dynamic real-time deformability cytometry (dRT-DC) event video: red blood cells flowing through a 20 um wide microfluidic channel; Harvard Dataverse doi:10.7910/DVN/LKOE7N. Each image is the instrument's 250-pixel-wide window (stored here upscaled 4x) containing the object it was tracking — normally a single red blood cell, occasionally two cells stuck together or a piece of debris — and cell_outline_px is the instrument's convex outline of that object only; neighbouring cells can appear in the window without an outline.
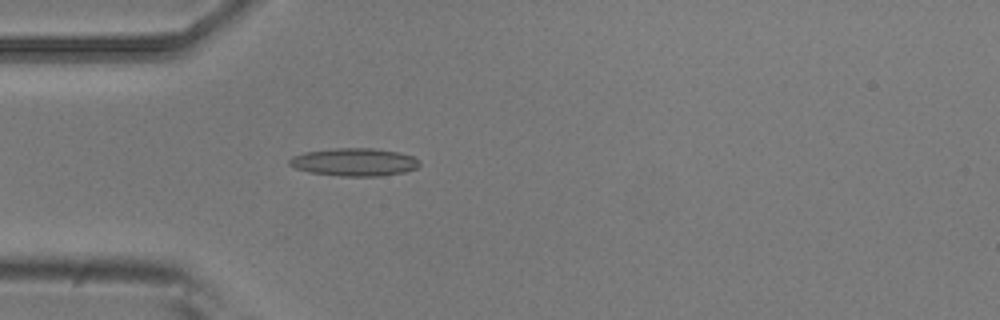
{"species": "common noctule bat (a hibernating species)", "species_latin": "Nyctalus noctula", "temperature_condition": "room temperature", "stored_images_in_passage": 1, "camera_frame_rate_fps": 3000, "um_per_image_px": 0.085, "animal": {"sex": "male", "body_mass_g": 20.5, "forearm_length_mm": 52.5}, "frame": {"image": 1, "passage_image": 1, "time_ms": 0.0, "image_size_px": [1000, 320], "cell_outline_px": [[420, 164], [416, 168], [404, 172], [380, 176], [344, 176], [308, 172], [296, 168], [288, 164], [288, 160], [292, 156], [304, 152], [332, 148], [372, 148], [400, 152], [412, 156], [420, 160]], "centroid_in_image_um": [30.11, 13.77], "position_along_channel_um": 54.9, "area_um2": 21.21}}